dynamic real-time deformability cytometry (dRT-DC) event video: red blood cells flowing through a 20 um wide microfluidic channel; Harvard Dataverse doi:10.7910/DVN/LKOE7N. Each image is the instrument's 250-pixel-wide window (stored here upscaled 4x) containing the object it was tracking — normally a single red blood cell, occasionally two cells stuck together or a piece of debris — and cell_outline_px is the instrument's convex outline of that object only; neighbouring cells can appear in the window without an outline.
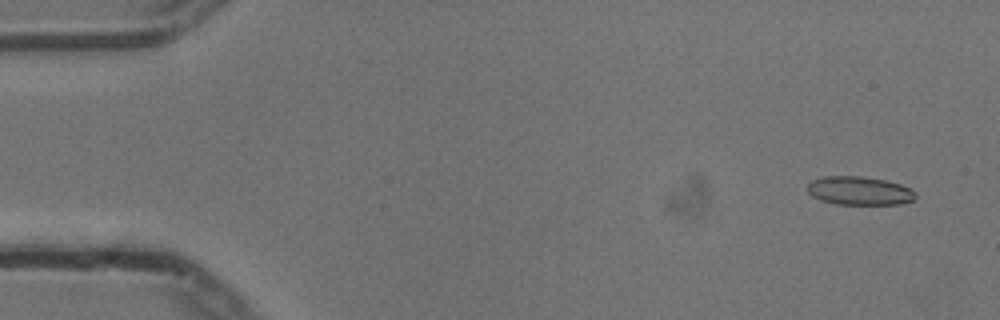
{"species": "common noctule bat (a hibernating species)", "species_latin": "Nyctalus noctula", "temperature_condition": "cold", "stored_images_in_passage": 43, "camera_frame_rate_fps": 3000, "um_per_image_px": 0.085, "animal": {"sex": "male", "body_mass_g": 13.3}, "frame": {"image": 1, "passage_image": 2, "time_ms": 0.333, "image_size_px": [1000, 320], "cell_outline_px": [[916, 200], [900, 204], [836, 204], [820, 200], [812, 196], [808, 192], [808, 184], [812, 180], [824, 176], [860, 176], [884, 180], [900, 184], [916, 192]], "centroid_in_image_um": [73.05, 16.22], "position_along_channel_um": 11.9, "area_um2": 17.98}}
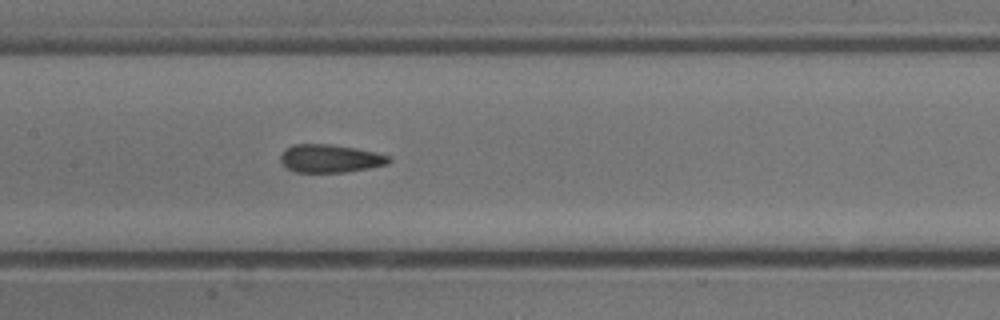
{"frame": {"image": 2, "passage_image": 25, "time_ms": 8.0, "image_size_px": [1000, 320], "cell_outline_px": [[392, 160], [388, 164], [368, 168], [344, 172], [296, 172], [288, 168], [280, 160], [280, 156], [284, 148], [292, 144], [332, 144], [356, 148], [392, 156]], "centroid_in_image_um": [28.07, 13.46], "position_along_channel_um": 179.3, "area_um2": 17.8}}
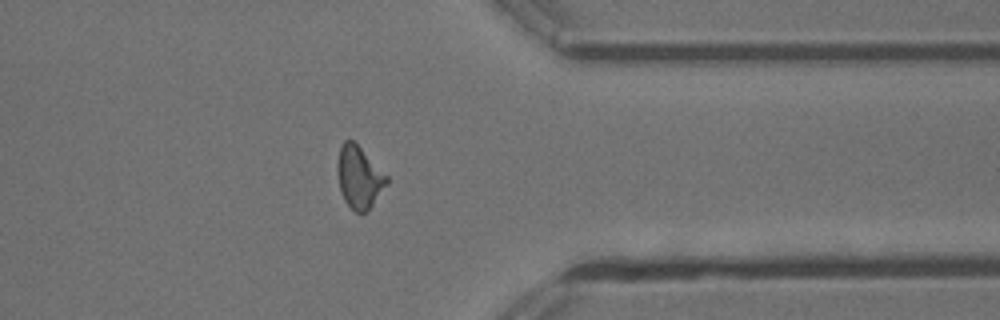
{"frame": {"image": 3, "passage_image": 42, "time_ms": 13.667, "image_size_px": [1000, 320], "cell_outline_px": [[388, 184], [368, 212], [356, 212], [344, 200], [340, 188], [336, 172], [336, 168], [340, 144], [344, 140], [352, 140], [388, 176]], "centroid_in_image_um": [30.52, 15.07], "position_along_channel_um": 380.9, "area_um2": 17.86}}